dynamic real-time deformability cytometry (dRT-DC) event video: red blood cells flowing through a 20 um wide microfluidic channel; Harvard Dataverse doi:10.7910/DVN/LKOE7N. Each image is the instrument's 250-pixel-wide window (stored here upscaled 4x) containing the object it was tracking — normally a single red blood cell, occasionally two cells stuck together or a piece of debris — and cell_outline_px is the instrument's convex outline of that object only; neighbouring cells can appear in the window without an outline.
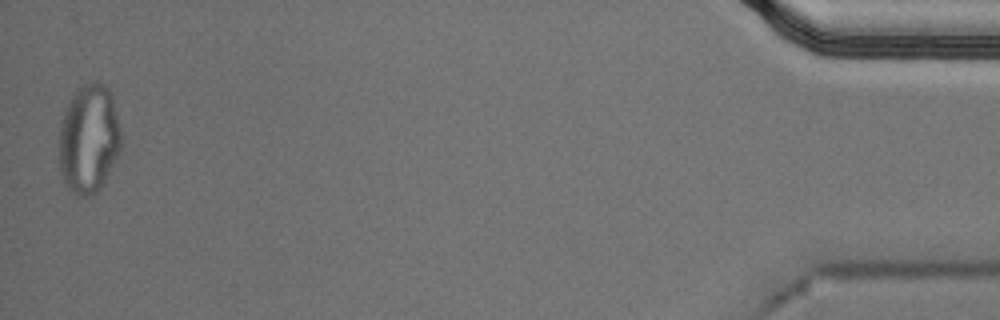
{"species": "Egyptian fruit bat (a non-hibernating species)", "species_latin": "Rousettus aegyptiacus", "temperature_condition": "cold", "stored_images_in_passage": 54, "segment_of_instrument_passage": [2, 2], "camera_frame_rate_fps": 3000, "um_per_image_px": 0.085, "animal": {"sex": "male"}, "frame": {"image": 1, "passage_image": 54, "time_ms": 17.667, "image_size_px": [1000, 320], "cell_outline_px": [[120, 152], [104, 184], [96, 192], [88, 196], [76, 196], [72, 192], [64, 180], [60, 168], [60, 128], [68, 104], [72, 96], [84, 84], [92, 80], [96, 80], [104, 84], [112, 92], [120, 132]], "centroid_in_image_um": [7.58, 11.81], "position_along_channel_um": 427.6, "area_um2": 39.13}}